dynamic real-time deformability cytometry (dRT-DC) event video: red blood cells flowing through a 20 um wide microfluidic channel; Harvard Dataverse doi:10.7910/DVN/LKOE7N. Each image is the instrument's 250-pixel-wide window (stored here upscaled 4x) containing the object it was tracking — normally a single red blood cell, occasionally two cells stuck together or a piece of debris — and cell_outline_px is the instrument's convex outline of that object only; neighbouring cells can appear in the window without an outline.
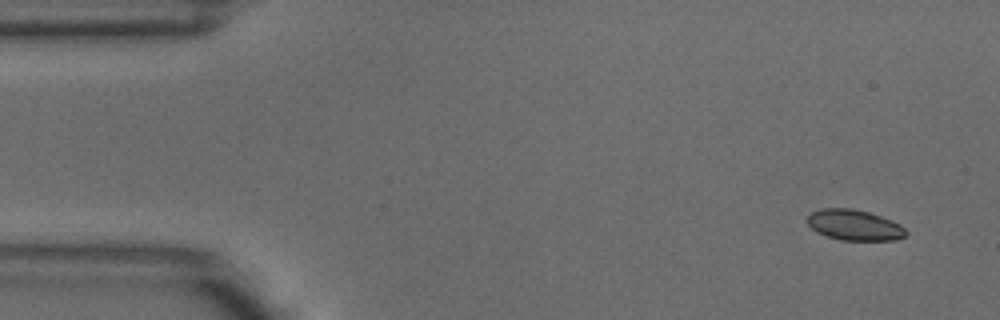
{"species": "common noctule bat (a hibernating species)", "species_latin": "Nyctalus noctula", "temperature_condition": "warm", "stored_images_in_passage": 4, "camera_frame_rate_fps": 3000, "um_per_image_px": 0.085, "animal": {"sex": "male", "body_mass_g": 18.8}, "frame": {"image": 1, "passage_image": 1, "time_ms": 0.0, "image_size_px": [1000, 320], "cell_outline_px": [[908, 232], [904, 236], [896, 240], [840, 240], [816, 232], [808, 224], [808, 216], [812, 212], [820, 208], [852, 208], [868, 212], [892, 220], [900, 224]], "centroid_in_image_um": [72.63, 19.12], "position_along_channel_um": 12.4, "area_um2": 17.57}}
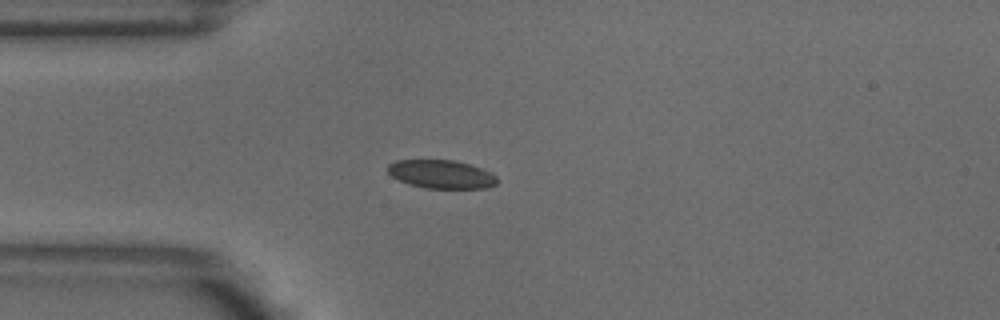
{"frame": {"image": 2, "passage_image": 3, "time_ms": 0.667, "image_size_px": [1000, 320], "cell_outline_px": [[500, 180], [496, 184], [488, 188], [424, 188], [408, 184], [392, 176], [388, 172], [388, 164], [396, 160], [456, 160], [480, 168], [496, 176]], "centroid_in_image_um": [37.52, 14.81], "position_along_channel_um": 47.5, "area_um2": 18.09}}